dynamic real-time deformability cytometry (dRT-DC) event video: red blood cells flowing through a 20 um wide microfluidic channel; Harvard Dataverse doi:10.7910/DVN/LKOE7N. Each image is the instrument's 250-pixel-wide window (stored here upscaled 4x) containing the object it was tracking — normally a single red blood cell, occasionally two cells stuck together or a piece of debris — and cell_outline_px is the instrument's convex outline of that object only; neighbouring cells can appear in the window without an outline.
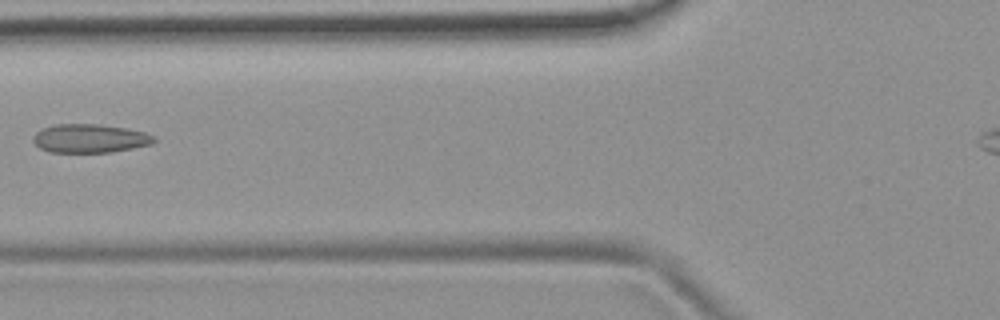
{"species": "common noctule bat (a hibernating species)", "species_latin": "Nyctalus noctula", "temperature_condition": "room temperature", "stored_images_in_passage": 4, "camera_frame_rate_fps": 3000, "um_per_image_px": 0.085, "animal": {"sex": "female", "body_mass_g": 19.9}, "frame": {"image": 1, "passage_image": 4, "time_ms": 1.0, "image_size_px": [1000, 320], "cell_outline_px": [[156, 140], [152, 144], [112, 152], [48, 152], [40, 148], [32, 140], [32, 136], [40, 128], [56, 124], [96, 124], [128, 128], [144, 132], [152, 136]], "centroid_in_image_um": [7.6, 11.76], "position_along_channel_um": 118.2, "area_um2": 20.23}}